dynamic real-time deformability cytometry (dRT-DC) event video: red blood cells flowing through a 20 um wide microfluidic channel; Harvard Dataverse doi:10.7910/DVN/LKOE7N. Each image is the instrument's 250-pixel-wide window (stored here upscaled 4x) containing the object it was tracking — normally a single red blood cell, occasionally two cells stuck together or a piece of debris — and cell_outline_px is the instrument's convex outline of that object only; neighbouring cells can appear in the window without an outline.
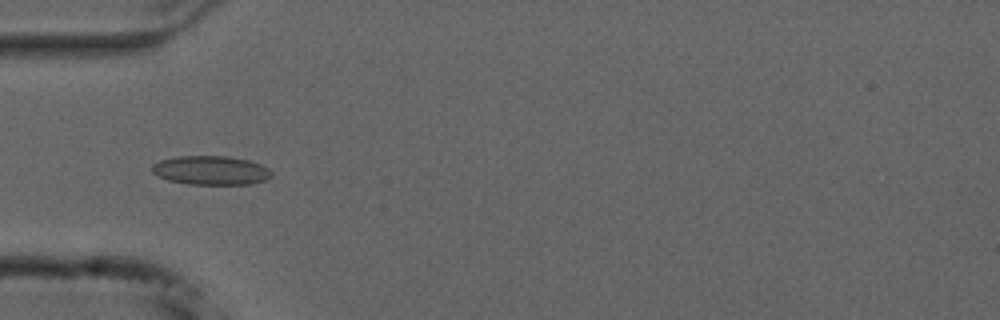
{"species": "common noctule bat (a hibernating species)", "species_latin": "Nyctalus noctula", "temperature_condition": "cold", "stored_images_in_passage": 40, "camera_frame_rate_fps": 3000, "um_per_image_px": 0.085, "animal": {"sex": "male", "forearm_length_mm": 52.5}, "frame": {"image": 1, "passage_image": 4, "time_ms": 1.0, "image_size_px": [1000, 320], "cell_outline_px": [[272, 176], [264, 180], [252, 184], [188, 184], [168, 180], [156, 176], [152, 172], [152, 164], [160, 160], [176, 156], [228, 156], [248, 160], [260, 164], [268, 168], [272, 172]], "centroid_in_image_um": [17.9, 14.48], "position_along_channel_um": 67.1, "area_um2": 20.29}}
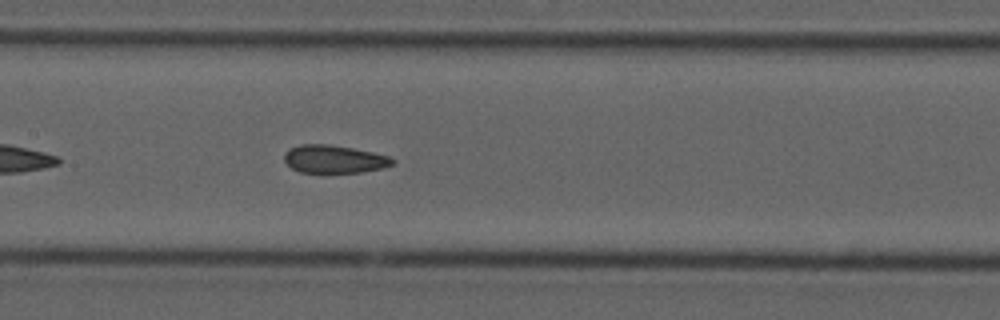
{"frame": {"image": 2, "passage_image": 13, "time_ms": 4.0, "image_size_px": [1000, 320], "cell_outline_px": [[396, 160], [392, 164], [384, 168], [360, 172], [300, 172], [292, 168], [284, 160], [284, 152], [288, 148], [300, 144], [328, 144], [352, 148], [372, 152], [388, 156]], "centroid_in_image_um": [28.38, 13.51], "position_along_channel_um": 179.0, "area_um2": 17.57}}
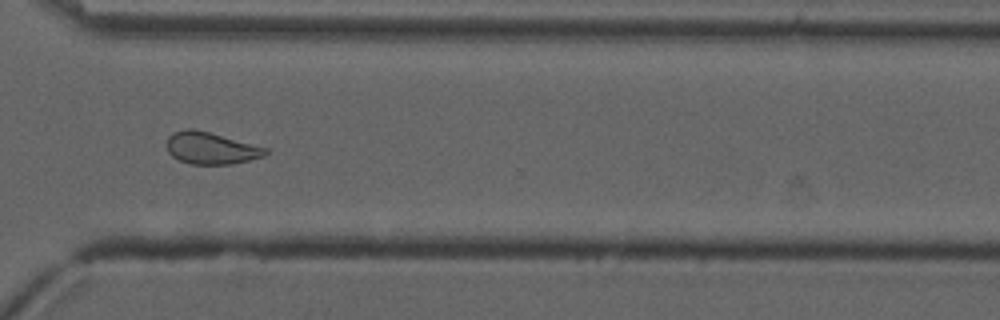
{"frame": {"image": 3, "passage_image": 27, "time_ms": 8.667, "image_size_px": [1000, 320], "cell_outline_px": [[268, 152], [264, 156], [232, 164], [192, 164], [180, 160], [172, 156], [168, 152], [164, 144], [168, 136], [172, 132], [188, 128], [192, 128], [208, 132], [268, 148]], "centroid_in_image_um": [17.88, 12.59], "position_along_channel_um": 352.7, "area_um2": 18.38}, "authors_computed_cell_mechanics": {"area_um2": 18.2648, "velocity_mm_per_s": 3.7309, "shape_relaxation_time_tau1_ms": null, "shape_relaxation_time_tau2_ms": 1.9862, "deformation_change_tau1": null, "deformation_change_tau2": 0.0693}}